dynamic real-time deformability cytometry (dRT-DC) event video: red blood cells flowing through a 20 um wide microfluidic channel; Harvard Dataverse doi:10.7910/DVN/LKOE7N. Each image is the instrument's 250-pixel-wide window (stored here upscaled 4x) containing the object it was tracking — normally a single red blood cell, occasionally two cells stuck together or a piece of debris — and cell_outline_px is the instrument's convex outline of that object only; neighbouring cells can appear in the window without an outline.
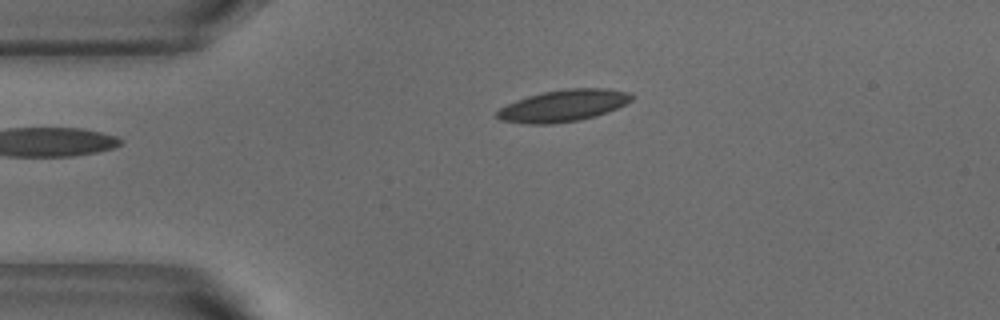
{"species": "common noctule bat (a hibernating species)", "species_latin": "Nyctalus noctula", "temperature_condition": "warm", "stored_images_in_passage": 38, "camera_frame_rate_fps": 3000, "um_per_image_px": 0.085, "animal": {"sex": "male", "body_mass_g": 18.8}, "frame": {"image": 1, "passage_image": 1, "time_ms": 0.0, "image_size_px": [1000, 320], "cell_outline_px": [[636, 96], [632, 100], [608, 112], [596, 116], [580, 120], [556, 124], [524, 124], [500, 120], [496, 116], [496, 112], [500, 108], [516, 100], [528, 96], [544, 92], [564, 88], [608, 88], [632, 92]], "centroid_in_image_um": [47.92, 8.98], "position_along_channel_um": 37.1, "area_um2": 25.26}}
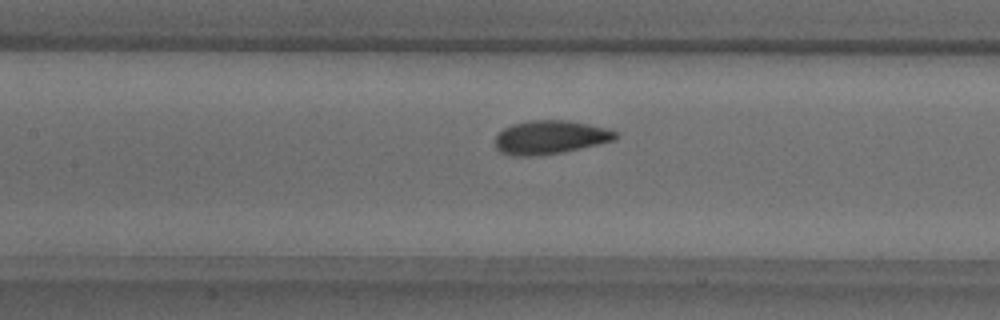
{"frame": {"image": 2, "passage_image": 13, "time_ms": 4.0, "image_size_px": [1000, 320], "cell_outline_px": [[616, 140], [564, 152], [536, 156], [512, 156], [500, 152], [496, 148], [496, 136], [504, 128], [512, 124], [532, 120], [568, 120], [588, 124], [604, 128], [616, 132]], "centroid_in_image_um": [46.74, 11.68], "position_along_channel_um": 160.7, "area_um2": 23.52}}
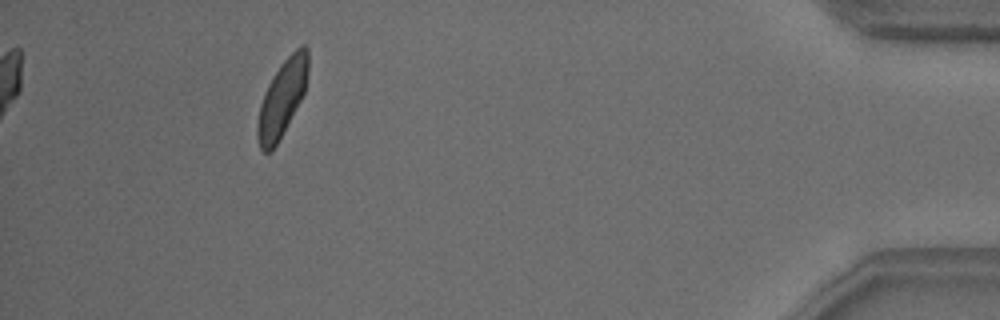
{"frame": {"image": 3, "passage_image": 38, "time_ms": 12.333, "image_size_px": [1000, 320], "cell_outline_px": [[308, 68], [304, 92], [300, 100], [276, 144], [268, 152], [264, 152], [260, 148], [256, 136], [256, 124], [260, 104], [264, 92], [272, 76], [280, 64], [300, 44], [304, 44], [308, 48]], "centroid_in_image_um": [23.95, 8.31], "position_along_channel_um": 411.2, "area_um2": 22.2}, "authors_computed_cell_mechanics": {"area_um2": 23.2067, "velocity_mm_per_s": 3.7686, "shape_relaxation_time_tau1_ms": 2.7361, "shape_relaxation_time_tau2_ms": 0.9329, "deformation_change_tau1": 0.1158, "deformation_change_tau2": 0.0642}}